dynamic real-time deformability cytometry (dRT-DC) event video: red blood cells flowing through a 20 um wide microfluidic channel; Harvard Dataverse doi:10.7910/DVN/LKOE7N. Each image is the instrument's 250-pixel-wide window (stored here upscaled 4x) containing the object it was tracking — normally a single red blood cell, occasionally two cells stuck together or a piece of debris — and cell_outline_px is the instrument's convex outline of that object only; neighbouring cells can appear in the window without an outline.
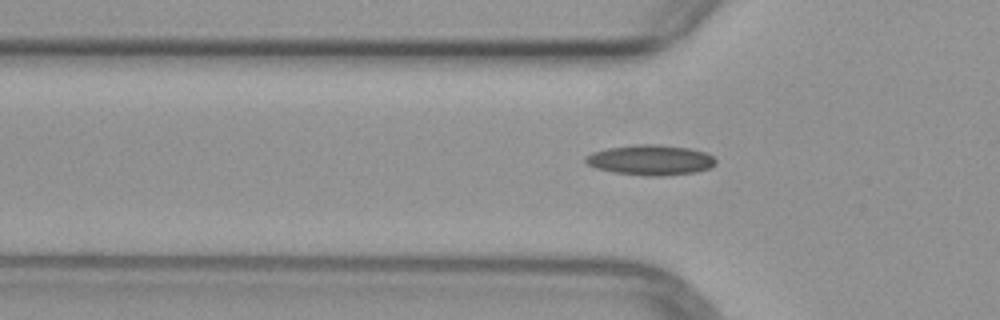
{"species": "common noctule bat (a hibernating species)", "species_latin": "Nyctalus noctula", "temperature_condition": "warm", "stored_images_in_passage": 2, "camera_frame_rate_fps": 3000, "um_per_image_px": 0.085, "animal": {"sex": "female", "body_mass_g": 29.2, "forearm_length_mm": 56.3}, "frame": {"image": 1, "passage_image": 2, "time_ms": 1.333, "image_size_px": [1000, 320], "cell_outline_px": [[716, 164], [708, 168], [696, 172], [664, 176], [648, 176], [612, 172], [596, 168], [588, 164], [584, 160], [584, 156], [592, 152], [608, 148], [636, 144], [660, 144], [688, 148], [704, 152], [712, 156], [716, 160]], "centroid_in_image_um": [55.27, 13.6], "position_along_channel_um": 70.5, "area_um2": 23.0}}